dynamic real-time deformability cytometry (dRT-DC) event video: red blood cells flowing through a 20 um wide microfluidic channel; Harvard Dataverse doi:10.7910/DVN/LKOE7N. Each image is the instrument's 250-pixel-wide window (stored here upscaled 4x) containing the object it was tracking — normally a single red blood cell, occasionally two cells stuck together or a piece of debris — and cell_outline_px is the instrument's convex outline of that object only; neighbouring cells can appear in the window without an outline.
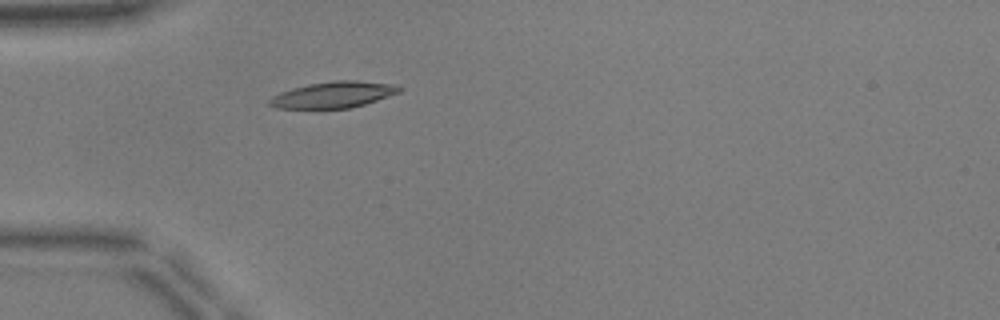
{"species": "common noctule bat (a hibernating species)", "species_latin": "Nyctalus noctula", "temperature_condition": "warm", "stored_images_in_passage": 37, "camera_frame_rate_fps": 3000, "um_per_image_px": 0.085, "animal": {"sex": "male", "body_mass_g": 17.9, "forearm_length_mm": 54.2}, "frame": {"image": 1, "passage_image": 1, "time_ms": 0.0, "image_size_px": [1000, 320], "cell_outline_px": [[400, 92], [364, 104], [348, 108], [276, 108], [268, 104], [268, 100], [272, 96], [280, 92], [292, 88], [308, 84], [336, 80], [356, 80], [396, 84], [400, 88]], "centroid_in_image_um": [28.31, 8.04], "position_along_channel_um": 56.7, "area_um2": 19.71}}
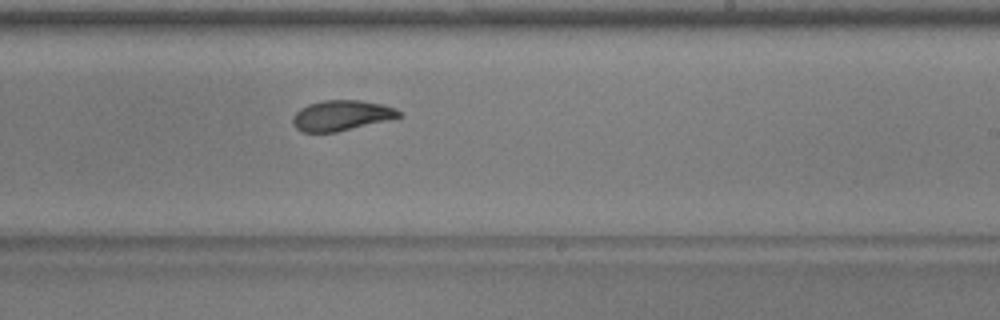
{"frame": {"image": 2, "passage_image": 17, "time_ms": 5.333, "image_size_px": [1000, 320], "cell_outline_px": [[400, 116], [388, 120], [336, 132], [304, 132], [296, 128], [292, 124], [292, 116], [300, 108], [308, 104], [324, 100], [360, 100], [384, 104], [396, 108], [400, 112]], "centroid_in_image_um": [29.0, 9.8], "position_along_channel_um": 260.0, "area_um2": 18.79}}
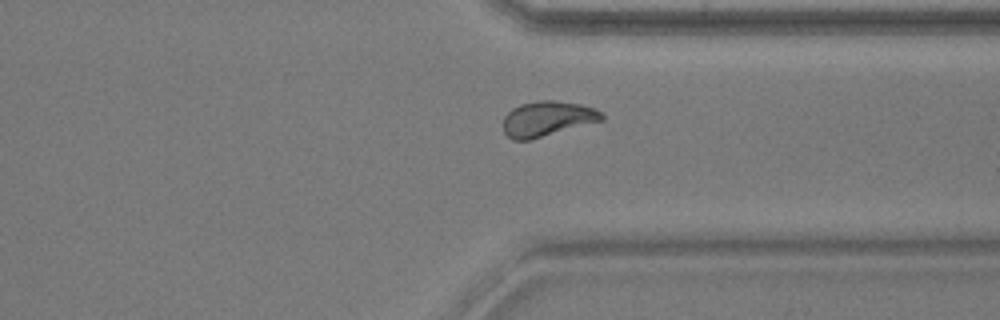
{"frame": {"image": 3, "passage_image": 25, "time_ms": 8.0, "image_size_px": [1000, 320], "cell_outline_px": [[604, 120], [528, 140], [512, 140], [504, 132], [504, 116], [512, 108], [520, 104], [540, 100], [552, 100], [580, 104], [596, 108], [604, 116]], "centroid_in_image_um": [46.52, 10.08], "position_along_channel_um": 364.9, "area_um2": 20.06}, "authors_computed_cell_mechanics": {"area_um2": 19.5942, "velocity_mm_per_s": 3.9326, "shape_relaxation_time_tau1_ms": 4.4575, "shape_relaxation_time_tau2_ms": 1.7746, "deformation_change_tau1": 0.1716, "deformation_change_tau2": 0.0737}}